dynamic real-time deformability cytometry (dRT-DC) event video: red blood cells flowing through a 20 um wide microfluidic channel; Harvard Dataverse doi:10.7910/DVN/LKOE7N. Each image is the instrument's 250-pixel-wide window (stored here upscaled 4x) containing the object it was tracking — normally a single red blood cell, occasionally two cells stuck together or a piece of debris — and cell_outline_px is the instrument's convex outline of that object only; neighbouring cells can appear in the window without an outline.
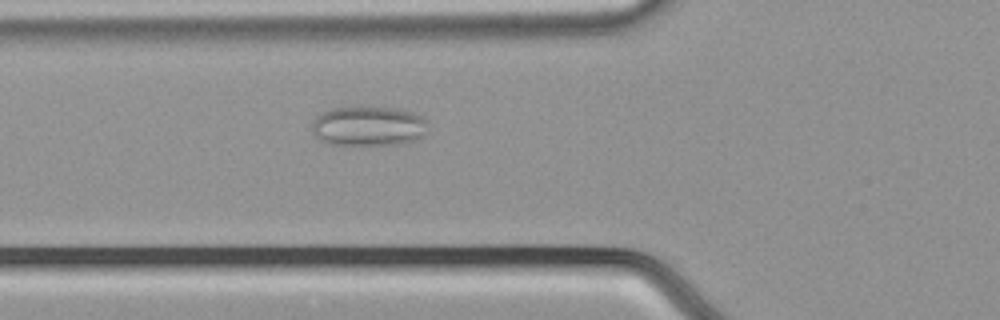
{"species": "common noctule bat (a hibernating species)", "species_latin": "Nyctalus noctula", "temperature_condition": "cold", "stored_images_in_passage": 52, "camera_frame_rate_fps": 3000, "um_per_image_px": 0.085, "animal": {"sex": "male", "body_mass_g": 21.5, "forearm_length_mm": 52.0}, "frame": {"image": 1, "passage_image": 17, "time_ms": 5.333, "image_size_px": [1000, 320], "cell_outline_px": [[428, 120], [424, 136], [404, 144], [324, 144], [312, 132], [312, 120], [320, 112], [332, 108], [396, 108], [412, 112]], "centroid_in_image_um": [31.3, 10.73], "position_along_channel_um": 94.5, "area_um2": 26.82}}
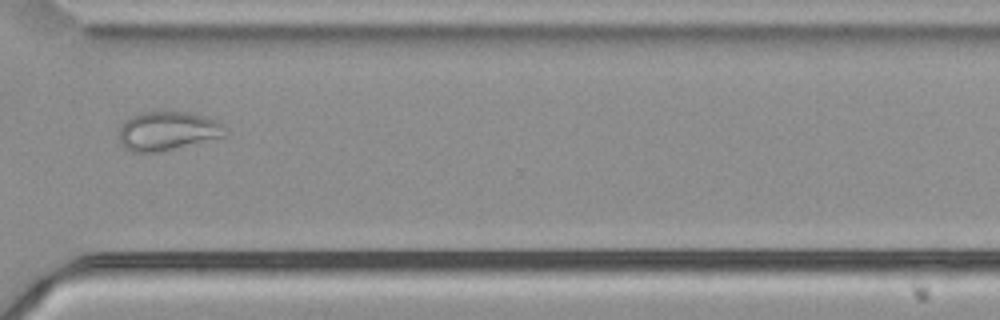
{"frame": {"image": 2, "passage_image": 38, "time_ms": 12.333, "image_size_px": [1000, 320], "cell_outline_px": [[228, 128], [224, 136], [160, 152], [132, 152], [124, 148], [120, 144], [120, 128], [124, 120], [140, 112], [188, 112], [216, 120], [224, 124]], "centroid_in_image_um": [14.23, 11.13], "position_along_channel_um": 356.4, "area_um2": 24.04}}
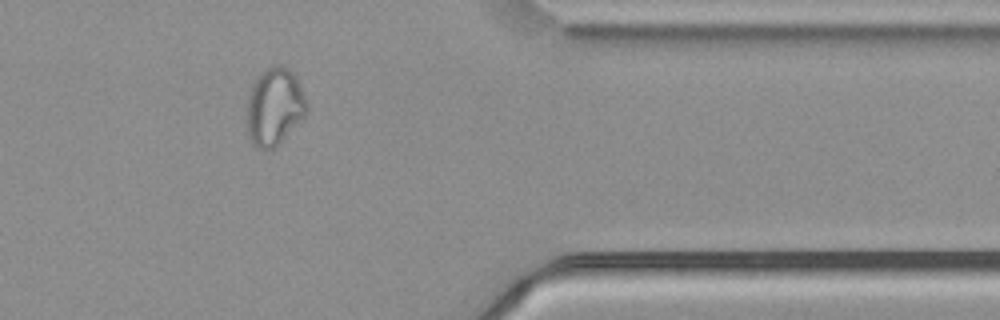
{"frame": {"image": 3, "passage_image": 42, "time_ms": 13.667, "image_size_px": [1000, 320], "cell_outline_px": [[308, 112], [280, 144], [272, 148], [256, 148], [248, 136], [248, 96], [252, 84], [256, 76], [268, 68], [276, 64], [280, 64], [292, 68], [308, 100]], "centroid_in_image_um": [23.37, 9.03], "position_along_channel_um": 388.0, "area_um2": 27.4}, "authors_computed_cell_mechanics": {"area_um2": 27.455, "velocity_mm_per_s": 3.7333, "shape_relaxation_time_tau1_ms": null, "shape_relaxation_time_tau2_ms": 0.9749, "deformation_change_tau1": null, "deformation_change_tau2": 0.0629}}